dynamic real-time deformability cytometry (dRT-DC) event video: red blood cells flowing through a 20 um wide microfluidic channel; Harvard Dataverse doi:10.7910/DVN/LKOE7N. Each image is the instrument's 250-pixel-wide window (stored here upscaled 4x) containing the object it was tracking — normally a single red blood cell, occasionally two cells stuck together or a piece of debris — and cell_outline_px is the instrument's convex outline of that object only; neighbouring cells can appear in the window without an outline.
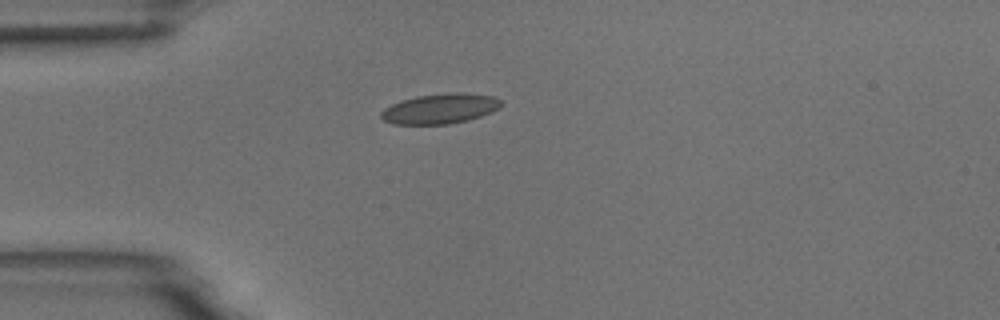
{"species": "common noctule bat (a hibernating species)", "species_latin": "Nyctalus noctula", "temperature_condition": "room temperature", "stored_images_in_passage": 1, "camera_frame_rate_fps": 3000, "um_per_image_px": 0.085, "animal": {"sex": "male", "body_mass_g": 18.8}, "frame": {"image": 1, "passage_image": 1, "time_ms": 0.0, "image_size_px": [1000, 320], "cell_outline_px": [[500, 104], [492, 112], [468, 120], [448, 124], [392, 124], [384, 120], [380, 116], [380, 112], [384, 108], [392, 104], [416, 96], [452, 92], [464, 92], [492, 96], [500, 100]], "centroid_in_image_um": [37.38, 9.23], "position_along_channel_um": 47.6, "area_um2": 20.87}}